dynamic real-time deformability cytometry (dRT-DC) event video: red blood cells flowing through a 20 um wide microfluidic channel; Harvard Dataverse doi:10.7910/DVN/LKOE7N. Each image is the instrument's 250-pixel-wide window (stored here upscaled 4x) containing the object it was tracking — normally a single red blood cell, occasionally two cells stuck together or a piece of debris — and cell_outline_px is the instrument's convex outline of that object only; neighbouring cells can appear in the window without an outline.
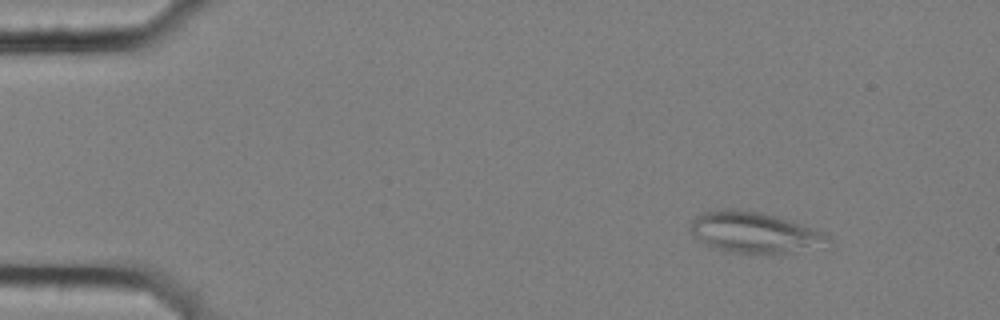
{"species": "common noctule bat (a hibernating species)", "species_latin": "Nyctalus noctula", "temperature_condition": "cold", "stored_images_in_passage": 3, "camera_frame_rate_fps": 3000, "um_per_image_px": 0.085, "animal": {"sex": "female", "body_mass_g": 25.1}, "frame": {"image": 1, "passage_image": 1, "time_ms": 0.0, "image_size_px": [1000, 320], "cell_outline_px": [[832, 240], [788, 252], [728, 252], [716, 248], [700, 240], [692, 232], [692, 220], [700, 212], [716, 208], [736, 208], [760, 212], [776, 216], [824, 232]], "centroid_in_image_um": [64.01, 19.69], "position_along_channel_um": 21.0, "area_um2": 31.67}}